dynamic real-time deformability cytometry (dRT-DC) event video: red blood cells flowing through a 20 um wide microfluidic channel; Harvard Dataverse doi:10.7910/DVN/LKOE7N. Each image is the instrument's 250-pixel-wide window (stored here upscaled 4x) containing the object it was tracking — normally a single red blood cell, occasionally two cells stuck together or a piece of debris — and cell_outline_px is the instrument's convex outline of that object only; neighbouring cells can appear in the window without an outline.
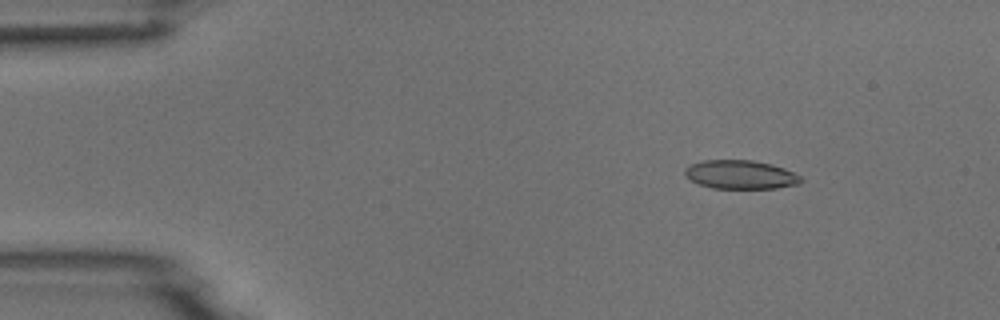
{"species": "common noctule bat (a hibernating species)", "species_latin": "Nyctalus noctula", "temperature_condition": "room temperature", "stored_images_in_passage": 8, "camera_frame_rate_fps": 3000, "um_per_image_px": 0.085, "animal": {"sex": "male", "body_mass_g": 18.8}, "frame": {"image": 1, "passage_image": 2, "time_ms": 1.333, "image_size_px": [1000, 320], "cell_outline_px": [[804, 180], [800, 184], [776, 188], [712, 188], [700, 184], [692, 180], [684, 172], [684, 168], [692, 164], [704, 160], [752, 160], [772, 164], [784, 168], [800, 176]], "centroid_in_image_um": [62.98, 14.84], "position_along_channel_um": 22.0, "area_um2": 19.31}}
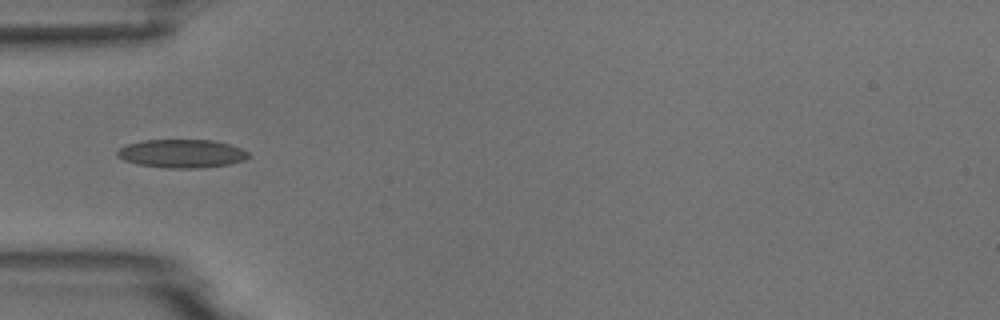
{"frame": {"image": 2, "passage_image": 5, "time_ms": 4.667, "image_size_px": [1000, 320], "cell_outline_px": [[248, 156], [244, 160], [228, 164], [200, 168], [164, 168], [136, 164], [124, 160], [116, 156], [116, 152], [120, 148], [128, 144], [144, 140], [212, 140], [228, 144], [240, 148], [248, 152]], "centroid_in_image_um": [15.41, 13.06], "position_along_channel_um": 69.6, "area_um2": 21.62}}